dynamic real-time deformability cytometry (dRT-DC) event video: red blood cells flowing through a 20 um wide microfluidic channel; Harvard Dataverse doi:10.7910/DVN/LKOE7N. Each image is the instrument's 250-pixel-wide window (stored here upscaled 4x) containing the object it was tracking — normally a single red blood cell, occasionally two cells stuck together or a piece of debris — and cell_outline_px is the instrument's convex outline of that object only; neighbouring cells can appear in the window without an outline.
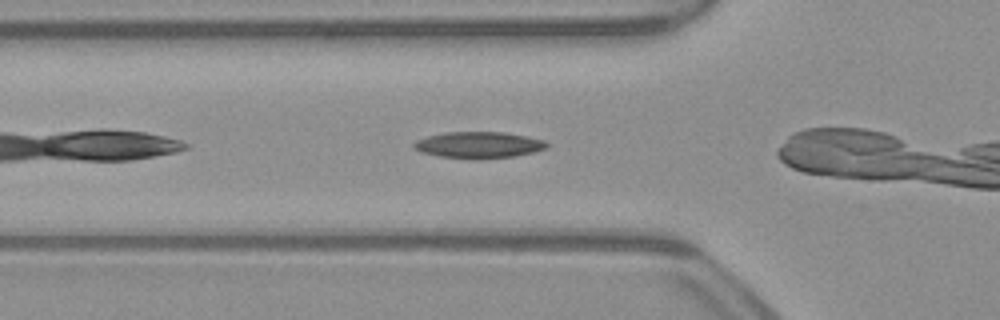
{"species": "common noctule bat (a hibernating species)", "species_latin": "Nyctalus noctula", "temperature_condition": "warm", "stored_images_in_passage": 28, "camera_frame_rate_fps": 3000, "um_per_image_px": 0.085, "animal": {"sex": "male", "body_mass_g": 23.1, "forearm_length_mm": 52.7}, "frame": {"image": 1, "passage_image": 5, "time_ms": 1.333, "image_size_px": [1000, 320], "cell_outline_px": [[548, 148], [516, 156], [480, 160], [476, 160], [440, 156], [420, 152], [412, 148], [412, 144], [416, 140], [428, 136], [448, 132], [504, 132], [528, 136], [544, 140], [548, 144]], "centroid_in_image_um": [40.69, 12.33], "position_along_channel_um": 85.1, "area_um2": 20.75}}